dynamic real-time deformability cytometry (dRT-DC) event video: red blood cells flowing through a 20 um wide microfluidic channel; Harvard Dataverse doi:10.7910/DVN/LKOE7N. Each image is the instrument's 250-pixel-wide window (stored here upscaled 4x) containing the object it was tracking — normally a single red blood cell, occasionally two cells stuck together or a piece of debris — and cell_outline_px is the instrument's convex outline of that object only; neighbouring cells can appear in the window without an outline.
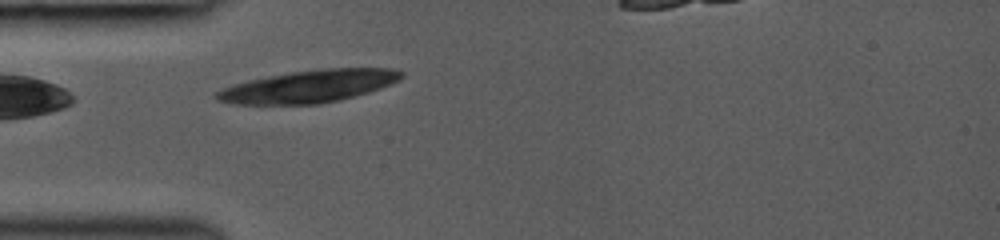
{"species": "common noctule bat (a hibernating species)", "species_latin": "Nyctalus noctula", "temperature_condition": "room temperature", "stored_images_in_passage": 25, "camera_frame_rate_fps": 3000, "um_per_image_px": 0.085, "animal": {"sex": "female", "body_mass_g": 19.0, "forearm_length_mm": 53.3}, "frame": {"image": 1, "passage_image": 2, "time_ms": 1.333, "image_size_px": [1000, 240], "cell_outline_px": [[404, 76], [400, 80], [380, 88], [368, 92], [340, 100], [320, 104], [232, 104], [220, 100], [212, 96], [220, 88], [232, 84], [248, 80], [268, 76], [292, 72], [324, 68], [392, 68], [404, 72]], "centroid_in_image_um": [26.25, 7.33], "position_along_channel_um": 58.8, "area_um2": 34.97}}
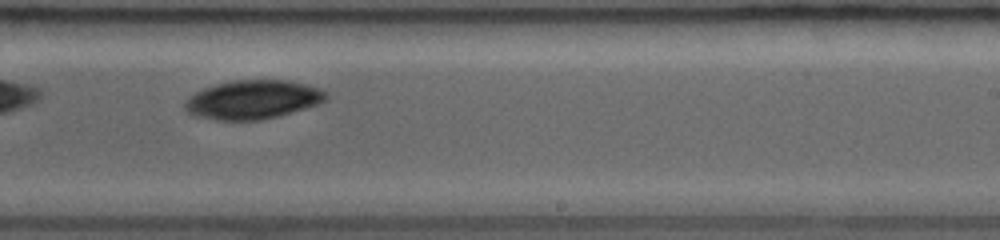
{"frame": {"image": 2, "passage_image": 18, "time_ms": 6.333, "image_size_px": [1000, 240], "cell_outline_px": [[328, 96], [324, 100], [316, 104], [280, 116], [260, 120], [216, 120], [196, 116], [188, 112], [184, 108], [184, 104], [196, 92], [204, 88], [216, 84], [236, 80], [288, 80], [320, 88], [328, 92]], "centroid_in_image_um": [21.5, 8.47], "position_along_channel_um": 267.5, "area_um2": 31.67}}
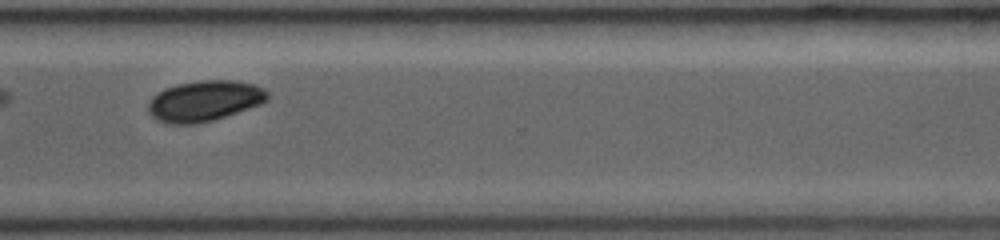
{"frame": {"image": 3, "passage_image": 24, "time_ms": 8.333, "image_size_px": [1000, 240], "cell_outline_px": [[268, 100], [260, 104], [212, 120], [196, 124], [172, 124], [156, 120], [148, 112], [148, 104], [152, 96], [164, 88], [176, 84], [200, 80], [232, 80], [256, 84], [264, 88], [268, 92]], "centroid_in_image_um": [17.36, 8.56], "position_along_channel_um": 353.2, "area_um2": 28.32}}